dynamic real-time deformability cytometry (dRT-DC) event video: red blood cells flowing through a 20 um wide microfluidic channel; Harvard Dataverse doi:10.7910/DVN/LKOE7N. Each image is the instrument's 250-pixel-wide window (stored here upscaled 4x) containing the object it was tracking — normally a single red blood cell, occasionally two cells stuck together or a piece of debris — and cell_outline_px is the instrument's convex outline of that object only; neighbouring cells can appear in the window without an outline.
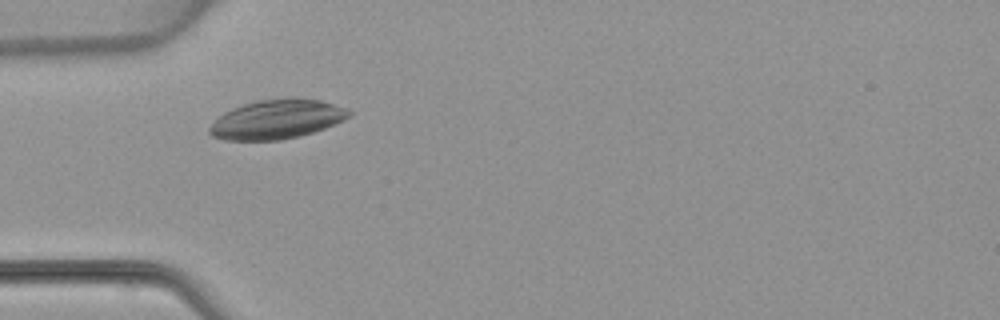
{"species": "common noctule bat (a hibernating species)", "species_latin": "Nyctalus noctula", "temperature_condition": "warm", "stored_images_in_passage": 4, "camera_frame_rate_fps": 3000, "um_per_image_px": 0.085, "animal": {"sex": "female", "body_mass_g": 22.7, "forearm_length_mm": 54.2}, "frame": {"image": 1, "passage_image": 2, "time_ms": 2.0, "image_size_px": [1000, 320], "cell_outline_px": [[352, 116], [336, 124], [300, 136], [280, 140], [224, 140], [212, 136], [208, 132], [208, 128], [224, 112], [232, 108], [256, 100], [288, 96], [296, 96], [320, 100], [348, 108], [352, 112]], "centroid_in_image_um": [23.57, 10.11], "position_along_channel_um": 61.4, "area_um2": 32.43}}
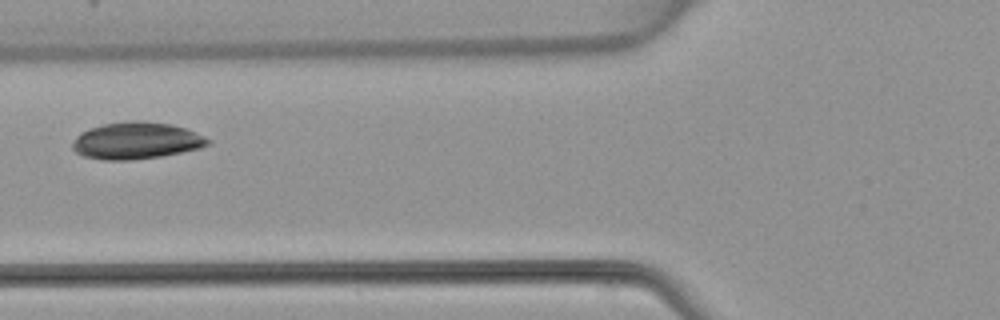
{"frame": {"image": 2, "passage_image": 3, "time_ms": 3.333, "image_size_px": [1000, 320], "cell_outline_px": [[212, 144], [200, 148], [160, 156], [132, 160], [100, 160], [84, 156], [76, 152], [72, 148], [72, 140], [76, 136], [92, 128], [104, 124], [132, 120], [144, 120], [172, 124], [196, 132], [212, 140]], "centroid_in_image_um": [11.61, 11.95], "position_along_channel_um": 114.2, "area_um2": 29.19}}
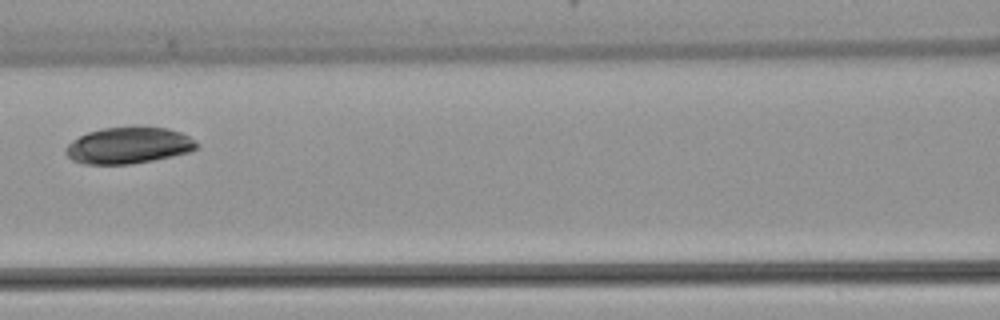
{"frame": {"image": 3, "passage_image": 4, "time_ms": 4.333, "image_size_px": [1000, 320], "cell_outline_px": [[200, 148], [192, 152], [132, 164], [84, 164], [72, 160], [64, 152], [64, 148], [72, 140], [88, 132], [104, 128], [136, 124], [168, 128], [180, 132], [196, 140], [200, 144]], "centroid_in_image_um": [10.98, 12.33], "position_along_channel_um": 155.6, "area_um2": 28.67}}